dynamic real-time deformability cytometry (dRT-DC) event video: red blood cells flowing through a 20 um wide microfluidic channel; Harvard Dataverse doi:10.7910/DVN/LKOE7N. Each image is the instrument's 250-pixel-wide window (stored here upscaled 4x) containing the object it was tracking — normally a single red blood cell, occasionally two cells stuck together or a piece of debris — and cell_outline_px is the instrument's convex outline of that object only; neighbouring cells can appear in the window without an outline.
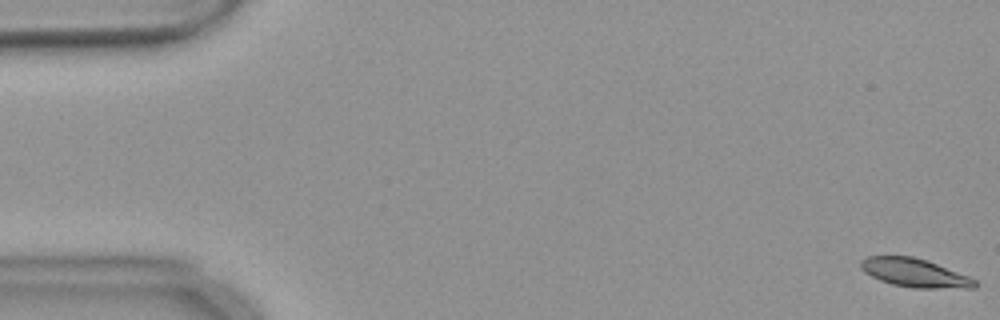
{"species": "common noctule bat (a hibernating species)", "species_latin": "Nyctalus noctula", "temperature_condition": "warm", "stored_images_in_passage": 55, "camera_frame_rate_fps": 3000, "um_per_image_px": 0.085, "animal": {"sex": "female", "body_mass_g": 18.4}, "frame": {"image": 1, "passage_image": 1, "time_ms": 0.0, "image_size_px": [1000, 320], "cell_outline_px": [[976, 288], [912, 288], [892, 284], [880, 280], [864, 272], [860, 268], [860, 260], [868, 256], [912, 256], [936, 264], [968, 276], [976, 280]], "centroid_in_image_um": [77.71, 23.2], "position_along_channel_um": 7.3, "area_um2": 18.79}}
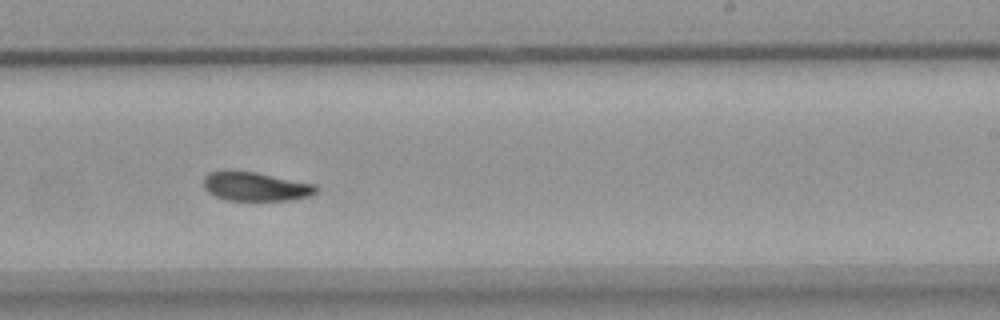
{"frame": {"image": 2, "passage_image": 34, "time_ms": 11.0, "image_size_px": [1000, 320], "cell_outline_px": [[320, 188], [316, 192], [308, 196], [292, 200], [224, 200], [208, 192], [204, 188], [204, 176], [212, 172], [256, 172], [316, 184]], "centroid_in_image_um": [21.77, 15.87], "position_along_channel_um": 267.2, "area_um2": 18.73}}
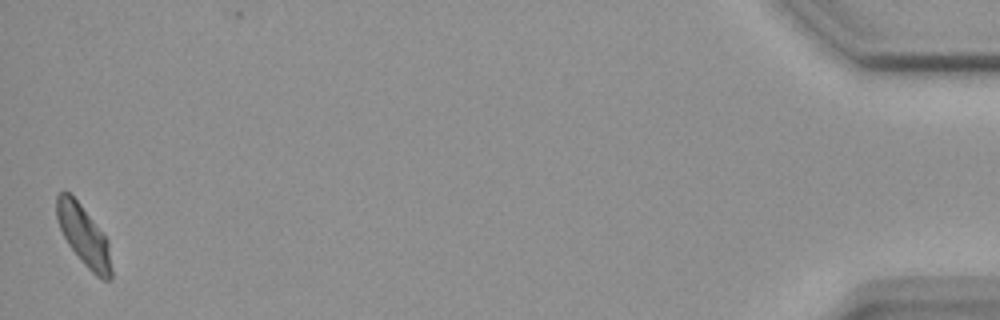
{"frame": {"image": 3, "passage_image": 55, "time_ms": 18.0, "image_size_px": [1000, 320], "cell_outline_px": [[112, 280], [104, 280], [96, 276], [84, 264], [68, 244], [60, 228], [56, 216], [56, 196], [60, 192], [68, 192], [80, 204], [108, 240], [112, 268]], "centroid_in_image_um": [7.13, 20.06], "position_along_channel_um": 428.1, "area_um2": 18.96}, "authors_computed_cell_mechanics": {"area_um2": 19.5364, "velocity_mm_per_s": 3.6494, "shape_relaxation_time_tau1_ms": 3.6355, "shape_relaxation_time_tau2_ms": 4.09, "deformation_change_tau1": 0.1252, "deformation_change_tau2": 0.0828}}